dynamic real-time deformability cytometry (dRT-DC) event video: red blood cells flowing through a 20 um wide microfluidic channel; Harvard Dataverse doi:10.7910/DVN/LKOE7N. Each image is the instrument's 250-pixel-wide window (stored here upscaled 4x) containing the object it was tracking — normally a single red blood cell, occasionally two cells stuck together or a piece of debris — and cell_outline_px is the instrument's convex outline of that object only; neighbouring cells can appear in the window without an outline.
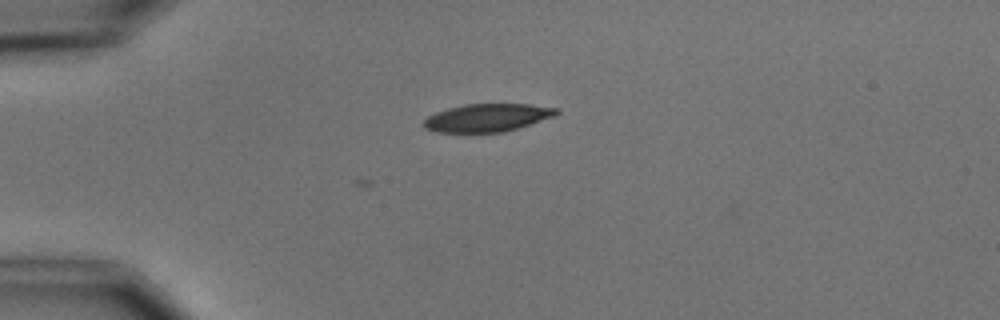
{"species": "common noctule bat (a hibernating species)", "species_latin": "Nyctalus noctula", "temperature_condition": "cold", "stored_images_in_passage": 5, "camera_frame_rate_fps": 3000, "um_per_image_px": 0.085, "animal": {"sex": "male", "body_mass_g": 15.6}, "frame": {"image": 1, "passage_image": 1, "time_ms": 0.0, "image_size_px": [1000, 320], "cell_outline_px": [[560, 112], [556, 116], [520, 128], [504, 132], [436, 132], [424, 128], [424, 120], [428, 116], [436, 112], [448, 108], [464, 104], [528, 104], [556, 108]], "centroid_in_image_um": [41.45, 10.01], "position_along_channel_um": 43.5, "area_um2": 21.68}}
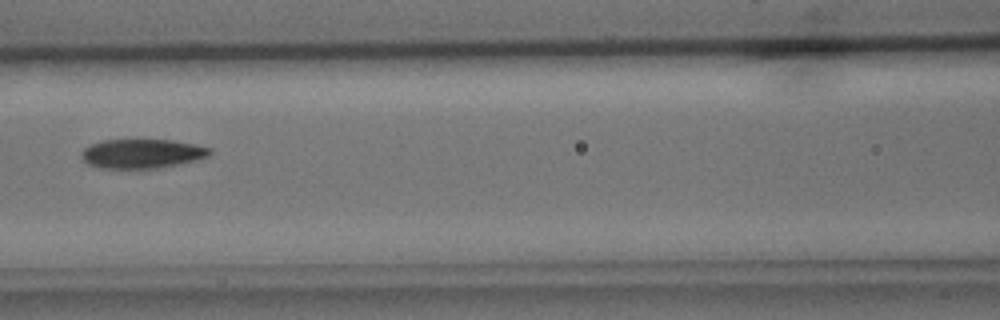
{"frame": {"image": 2, "passage_image": 4, "time_ms": 3.667, "image_size_px": [1000, 320], "cell_outline_px": [[212, 152], [208, 156], [196, 160], [180, 164], [156, 168], [100, 168], [88, 164], [84, 160], [80, 152], [84, 148], [92, 144], [104, 140], [172, 140], [212, 148]], "centroid_in_image_um": [12.08, 13.06], "position_along_channel_um": 154.5, "area_um2": 21.73}}
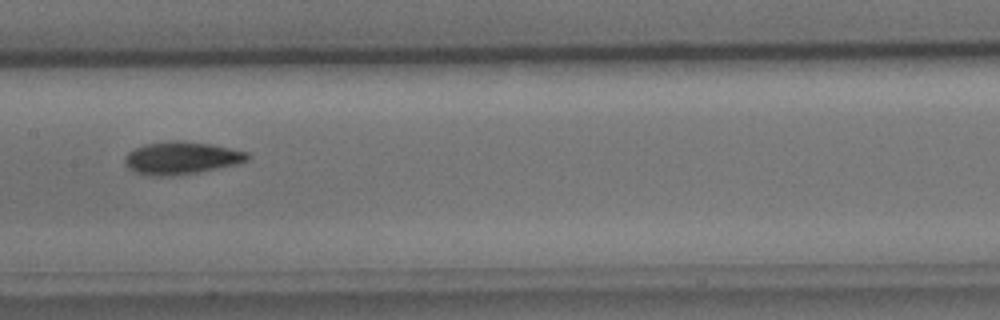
{"frame": {"image": 3, "passage_image": 5, "time_ms": 4.667, "image_size_px": [1000, 320], "cell_outline_px": [[248, 160], [236, 164], [196, 172], [168, 176], [156, 176], [136, 172], [128, 168], [124, 164], [124, 156], [128, 152], [144, 144], [168, 140], [180, 140], [212, 144], [248, 152]], "centroid_in_image_um": [15.38, 13.41], "position_along_channel_um": 192.0, "area_um2": 23.18}}